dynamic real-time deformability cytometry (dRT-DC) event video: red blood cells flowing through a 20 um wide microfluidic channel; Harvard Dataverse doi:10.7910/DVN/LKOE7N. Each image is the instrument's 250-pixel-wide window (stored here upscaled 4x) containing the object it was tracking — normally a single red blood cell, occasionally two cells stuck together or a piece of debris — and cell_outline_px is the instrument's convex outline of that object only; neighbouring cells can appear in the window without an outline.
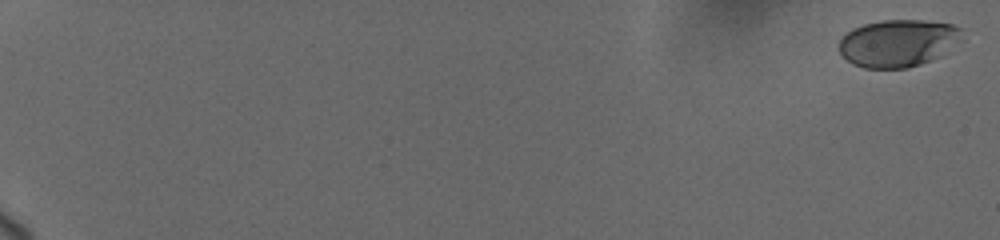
{"species": "human", "species_latin": "Homo sapiens", "temperature_condition": "cold", "stored_images_in_passage": 17, "camera_frame_rate_fps": 3000, "um_per_image_px": 0.085, "donor": {"sex": "female"}, "frame": {"image": 1, "passage_image": 1, "time_ms": 0.0, "image_size_px": [1000, 240], "cell_outline_px": [[964, 40], [940, 56], [920, 64], [908, 68], [864, 68], [852, 64], [840, 52], [840, 40], [852, 28], [864, 24], [880, 20], [924, 20], [952, 24], [960, 28]], "centroid_in_image_um": [76.38, 3.66], "position_along_channel_um": 8.6, "area_um2": 34.04}}
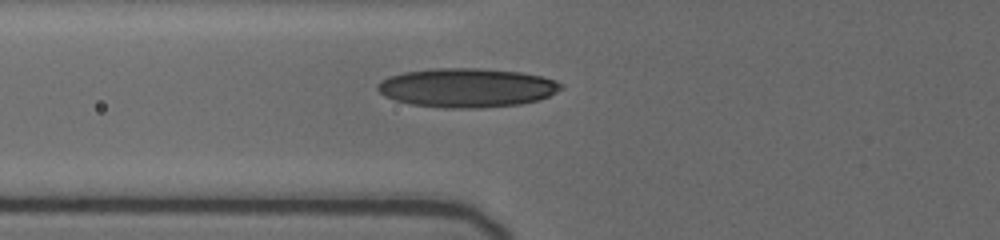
{"frame": {"image": 2, "passage_image": 10, "time_ms": 8.333, "image_size_px": [1000, 240], "cell_outline_px": [[564, 88], [540, 100], [520, 104], [480, 108], [444, 108], [412, 104], [396, 100], [384, 96], [376, 88], [376, 84], [388, 76], [404, 72], [432, 68], [480, 68], [520, 72], [540, 76], [556, 80], [564, 84]], "centroid_in_image_um": [39.69, 7.45], "position_along_channel_um": 86.1, "area_um2": 41.96}}
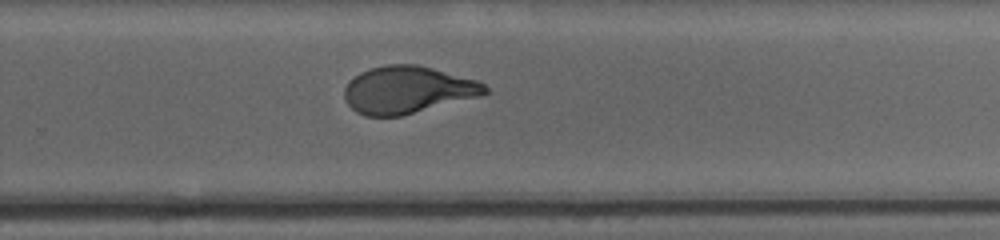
{"frame": {"image": 3, "passage_image": 17, "time_ms": 14.0, "image_size_px": [1000, 240], "cell_outline_px": [[492, 92], [480, 96], [400, 116], [364, 116], [356, 112], [344, 100], [344, 88], [348, 80], [360, 72], [372, 68], [388, 64], [416, 64], [432, 68], [476, 80], [484, 84]], "centroid_in_image_um": [34.62, 7.64], "position_along_channel_um": 295.2, "area_um2": 38.73}}